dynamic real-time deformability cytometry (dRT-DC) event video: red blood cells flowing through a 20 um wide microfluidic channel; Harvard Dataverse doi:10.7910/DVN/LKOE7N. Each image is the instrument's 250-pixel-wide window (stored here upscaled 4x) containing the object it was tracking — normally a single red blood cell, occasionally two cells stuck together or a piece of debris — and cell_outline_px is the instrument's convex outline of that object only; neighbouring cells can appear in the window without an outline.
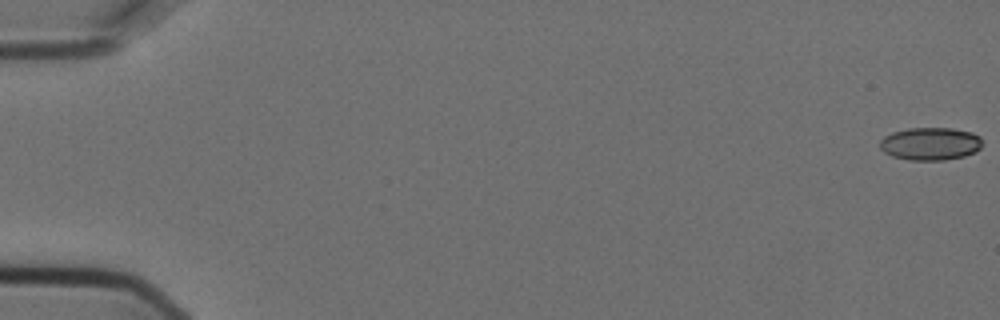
{"species": "Egyptian fruit bat (a non-hibernating species)", "species_latin": "Rousettus aegyptiacus", "temperature_condition": "cold", "stored_images_in_passage": 5, "camera_frame_rate_fps": 3000, "um_per_image_px": 0.085, "animal": {"sex": "female"}, "frame": {"image": 1, "passage_image": 1, "time_ms": 0.0, "image_size_px": [1000, 320], "cell_outline_px": [[984, 144], [976, 152], [964, 156], [944, 160], [908, 160], [892, 156], [884, 152], [880, 148], [880, 140], [884, 136], [892, 132], [908, 128], [952, 128], [972, 132], [980, 136]], "centroid_in_image_um": [79.1, 12.22], "position_along_channel_um": 5.9, "area_um2": 19.83}}
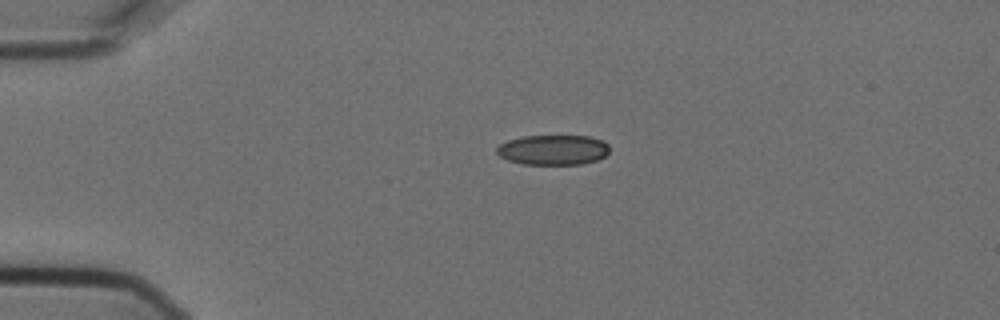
{"frame": {"image": 2, "passage_image": 4, "time_ms": 1.0, "image_size_px": [1000, 320], "cell_outline_px": [[608, 152], [604, 156], [596, 160], [580, 164], [520, 164], [508, 160], [500, 156], [496, 152], [496, 148], [500, 144], [508, 140], [524, 136], [588, 136], [600, 140], [608, 144]], "centroid_in_image_um": [46.98, 12.74], "position_along_channel_um": 38.0, "area_um2": 19.59}}